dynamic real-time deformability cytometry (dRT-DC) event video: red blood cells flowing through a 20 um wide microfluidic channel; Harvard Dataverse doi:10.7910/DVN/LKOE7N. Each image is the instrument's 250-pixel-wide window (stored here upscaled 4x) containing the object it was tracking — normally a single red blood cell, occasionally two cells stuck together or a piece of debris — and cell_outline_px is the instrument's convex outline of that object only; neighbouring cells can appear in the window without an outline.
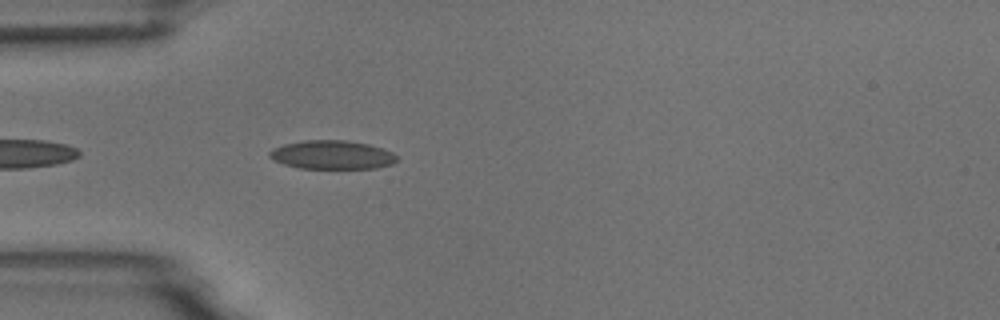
{"species": "common noctule bat (a hibernating species)", "species_latin": "Nyctalus noctula", "temperature_condition": "room temperature", "stored_images_in_passage": 4, "camera_frame_rate_fps": 3000, "um_per_image_px": 0.085, "animal": {"sex": "male", "body_mass_g": 18.8}, "frame": {"image": 1, "passage_image": 4, "time_ms": 4.333, "image_size_px": [1000, 320], "cell_outline_px": [[396, 160], [392, 164], [376, 168], [300, 168], [284, 164], [272, 160], [268, 156], [268, 152], [272, 148], [284, 144], [304, 140], [344, 140], [368, 144], [384, 148], [392, 152], [396, 156]], "centroid_in_image_um": [28.19, 13.15], "position_along_channel_um": 56.8, "area_um2": 21.33}}